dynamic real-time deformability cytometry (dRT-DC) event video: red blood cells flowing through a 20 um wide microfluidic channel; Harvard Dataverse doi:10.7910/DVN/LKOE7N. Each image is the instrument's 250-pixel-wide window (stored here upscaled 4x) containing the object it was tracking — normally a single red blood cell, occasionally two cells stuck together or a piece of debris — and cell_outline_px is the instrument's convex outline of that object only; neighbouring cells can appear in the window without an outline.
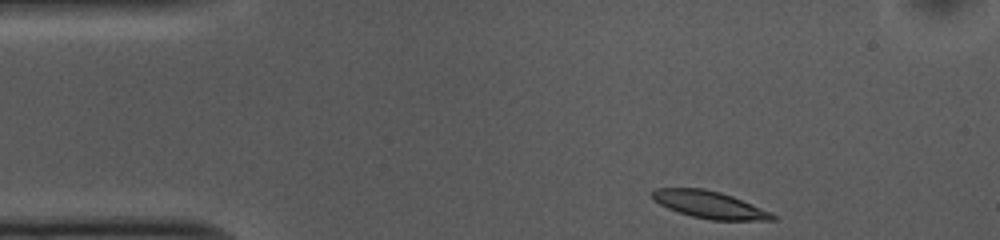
{"species": "common noctule bat (a hibernating species)", "species_latin": "Nyctalus noctula", "temperature_condition": "cold", "stored_images_in_passage": 38, "camera_frame_rate_fps": 3000, "um_per_image_px": 0.085, "animal": {"sex": "female", "body_mass_g": 10.0, "forearm_length_mm": 53.1}, "frame": {"image": 1, "passage_image": 1, "time_ms": 0.0, "image_size_px": [1000, 240], "cell_outline_px": [[776, 220], [712, 220], [692, 216], [668, 208], [652, 200], [652, 188], [704, 188], [720, 192], [732, 196], [772, 212], [776, 216]], "centroid_in_image_um": [60.3, 17.39], "position_along_channel_um": 24.7, "area_um2": 19.02}}
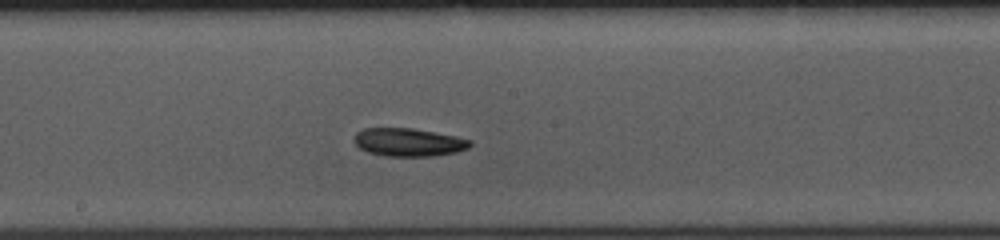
{"frame": {"image": 2, "passage_image": 21, "time_ms": 6.667, "image_size_px": [1000, 240], "cell_outline_px": [[472, 144], [468, 148], [456, 152], [432, 156], [384, 156], [368, 152], [360, 148], [352, 140], [356, 132], [364, 128], [412, 128], [456, 136], [472, 140]], "centroid_in_image_um": [34.71, 12.09], "position_along_channel_um": 213.5, "area_um2": 19.07}}
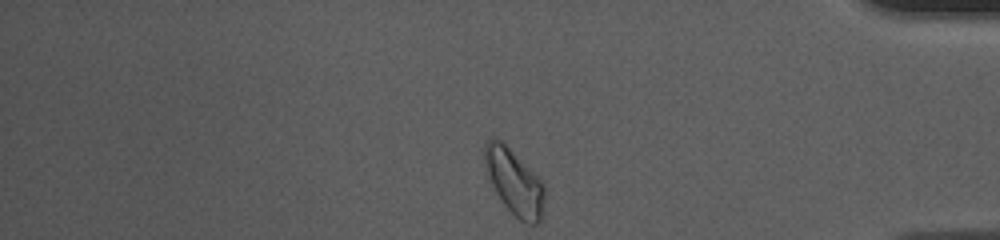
{"frame": {"image": 3, "passage_image": 38, "time_ms": 12.333, "image_size_px": [1000, 240], "cell_outline_px": [[544, 196], [540, 220], [536, 224], [528, 224], [520, 220], [504, 204], [496, 192], [492, 184], [484, 160], [484, 144], [492, 136], [496, 136], [544, 184]], "centroid_in_image_um": [43.69, 15.46], "position_along_channel_um": 391.5, "area_um2": 22.02}, "authors_computed_cell_mechanics": {"area_um2": 19.0451, "velocity_mm_per_s": 3.6595, "shape_relaxation_time_tau1_ms": 3.8005, "shape_relaxation_time_tau2_ms": null, "deformation_change_tau1": 0.1057, "deformation_change_tau2": null}}